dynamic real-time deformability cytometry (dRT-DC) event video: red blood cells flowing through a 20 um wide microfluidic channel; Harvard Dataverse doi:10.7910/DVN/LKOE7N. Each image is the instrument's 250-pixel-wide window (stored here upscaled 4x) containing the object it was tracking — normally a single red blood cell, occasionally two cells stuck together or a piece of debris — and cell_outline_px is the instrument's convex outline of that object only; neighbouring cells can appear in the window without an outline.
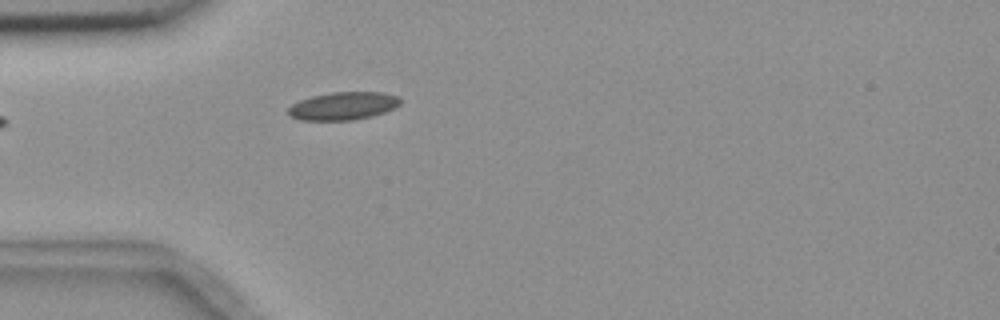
{"species": "common noctule bat (a hibernating species)", "species_latin": "Nyctalus noctula", "temperature_condition": "room temperature", "stored_images_in_passage": 4, "camera_frame_rate_fps": 3000, "um_per_image_px": 0.085, "animal": {"sex": "female", "body_mass_g": 18.4}, "frame": {"image": 1, "passage_image": 4, "time_ms": 4.333, "image_size_px": [1000, 320], "cell_outline_px": [[400, 104], [384, 112], [372, 116], [352, 120], [300, 120], [292, 116], [288, 112], [288, 108], [292, 104], [300, 100], [312, 96], [332, 92], [384, 92], [400, 96]], "centroid_in_image_um": [29.19, 8.99], "position_along_channel_um": 55.8, "area_um2": 18.15}}